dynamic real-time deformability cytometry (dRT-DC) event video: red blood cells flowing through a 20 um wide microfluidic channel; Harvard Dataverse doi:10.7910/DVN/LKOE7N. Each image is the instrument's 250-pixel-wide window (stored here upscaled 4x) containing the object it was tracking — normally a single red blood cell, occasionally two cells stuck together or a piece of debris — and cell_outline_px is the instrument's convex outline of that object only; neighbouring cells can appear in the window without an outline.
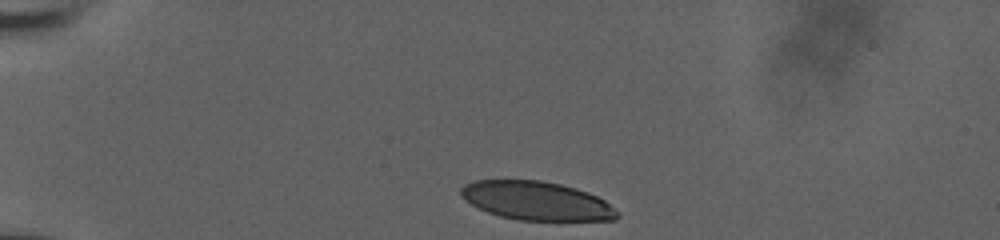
{"species": "human", "species_latin": "Homo sapiens", "temperature_condition": "room temperature", "stored_images_in_passage": 16, "camera_frame_rate_fps": 3000, "um_per_image_px": 0.085, "donor": {"sex": "male"}, "frame": {"image": 1, "passage_image": 1, "time_ms": 0.0, "image_size_px": [1000, 240], "cell_outline_px": [[620, 216], [616, 220], [516, 220], [500, 216], [488, 212], [472, 204], [460, 196], [460, 188], [464, 184], [472, 180], [540, 180], [560, 184], [576, 188], [588, 192], [604, 200]], "centroid_in_image_um": [45.57, 17.06], "position_along_channel_um": 39.4, "area_um2": 35.08}}
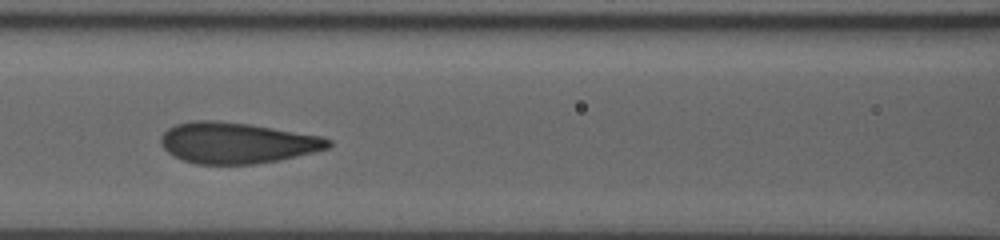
{"frame": {"image": 2, "passage_image": 10, "time_ms": 3.0, "image_size_px": [1000, 240], "cell_outline_px": [[332, 144], [328, 148], [316, 152], [280, 160], [256, 164], [196, 164], [184, 160], [168, 152], [160, 144], [160, 136], [168, 128], [176, 124], [192, 120], [216, 120], [248, 124], [320, 136], [332, 140]], "centroid_in_image_um": [20.13, 12.15], "position_along_channel_um": 146.5, "area_um2": 40.0}}
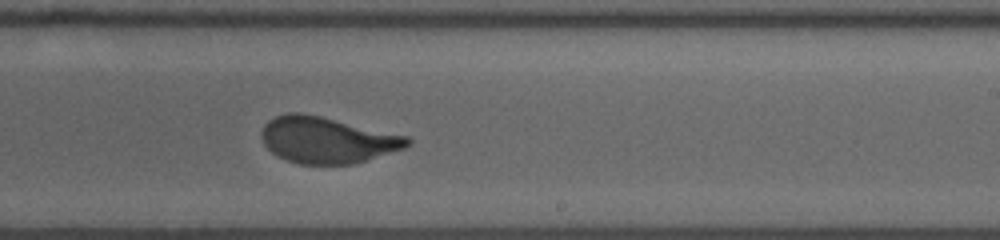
{"frame": {"image": 3, "passage_image": 16, "time_ms": 5.0, "image_size_px": [1000, 240], "cell_outline_px": [[412, 144], [404, 148], [356, 164], [300, 164], [284, 160], [272, 152], [264, 144], [260, 136], [260, 132], [264, 124], [268, 120], [276, 116], [288, 112], [300, 112], [320, 116], [408, 136], [412, 140]], "centroid_in_image_um": [27.79, 11.9], "position_along_channel_um": 261.2, "area_um2": 39.54}}